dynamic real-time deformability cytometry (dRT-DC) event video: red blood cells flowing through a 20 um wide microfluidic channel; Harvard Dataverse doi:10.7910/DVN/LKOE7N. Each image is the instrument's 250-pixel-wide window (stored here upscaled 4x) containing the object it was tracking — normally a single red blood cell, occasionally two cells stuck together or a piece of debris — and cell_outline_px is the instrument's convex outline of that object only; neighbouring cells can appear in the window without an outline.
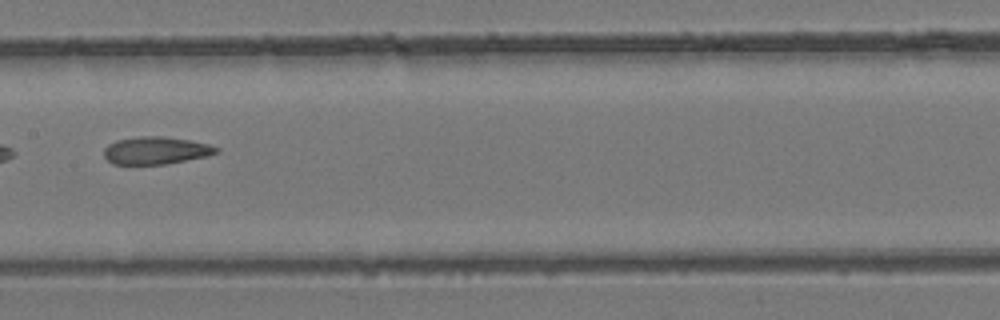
{"species": "common noctule bat (a hibernating species)", "species_latin": "Nyctalus noctula", "temperature_condition": "room temperature", "stored_images_in_passage": 30, "camera_frame_rate_fps": 3000, "um_per_image_px": 0.085, "animal": {"sex": "female", "body_mass_g": 24.6, "forearm_length_mm": 56.2}, "frame": {"image": 1, "passage_image": 9, "time_ms": 2.667, "image_size_px": [1000, 320], "cell_outline_px": [[220, 152], [208, 156], [164, 164], [112, 164], [104, 156], [104, 148], [108, 144], [116, 140], [140, 136], [164, 136], [188, 140], [208, 144], [220, 148]], "centroid_in_image_um": [13.25, 12.79], "position_along_channel_um": 194.1, "area_um2": 18.03}}